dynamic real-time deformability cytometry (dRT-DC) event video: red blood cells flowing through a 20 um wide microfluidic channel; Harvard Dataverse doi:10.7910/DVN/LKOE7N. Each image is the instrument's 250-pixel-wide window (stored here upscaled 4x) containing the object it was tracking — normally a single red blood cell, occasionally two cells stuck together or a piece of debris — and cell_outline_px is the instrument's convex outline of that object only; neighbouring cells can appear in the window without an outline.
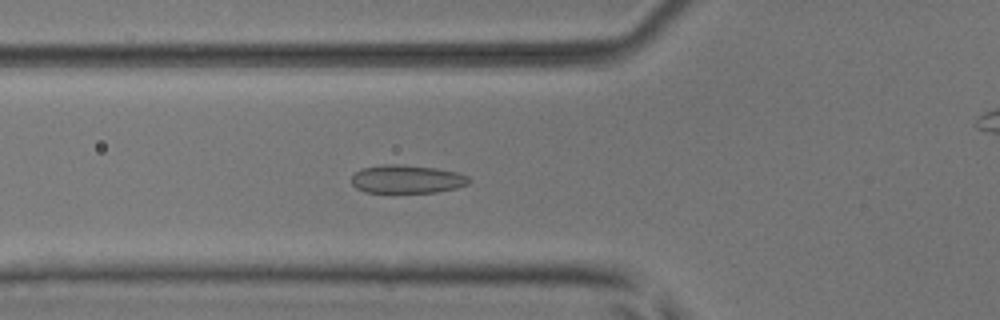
{"species": "common noctule bat (a hibernating species)", "species_latin": "Nyctalus noctula", "temperature_condition": "room temperature", "stored_images_in_passage": 52, "camera_frame_rate_fps": 3000, "um_per_image_px": 0.085, "animal": {"sex": "male", "body_mass_g": 17.9, "forearm_length_mm": 54.2}, "frame": {"image": 1, "passage_image": 19, "time_ms": 6.0, "image_size_px": [1000, 320], "cell_outline_px": [[468, 184], [456, 188], [436, 192], [364, 192], [356, 188], [352, 184], [352, 176], [360, 168], [384, 164], [400, 164], [436, 168], [456, 172], [468, 176]], "centroid_in_image_um": [34.55, 15.22], "position_along_channel_um": 91.2, "area_um2": 19.31}}
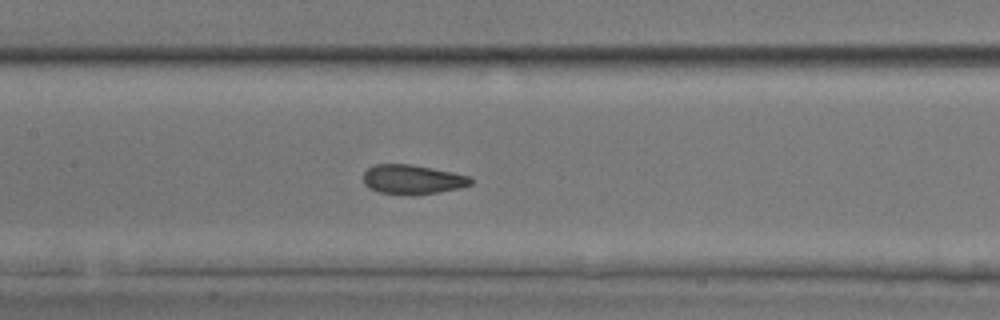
{"frame": {"image": 2, "passage_image": 25, "time_ms": 8.0, "image_size_px": [1000, 320], "cell_outline_px": [[472, 184], [460, 188], [436, 192], [380, 192], [368, 188], [364, 184], [364, 172], [368, 168], [376, 164], [412, 164], [472, 176]], "centroid_in_image_um": [35.08, 15.2], "position_along_channel_um": 172.3, "area_um2": 17.74}}
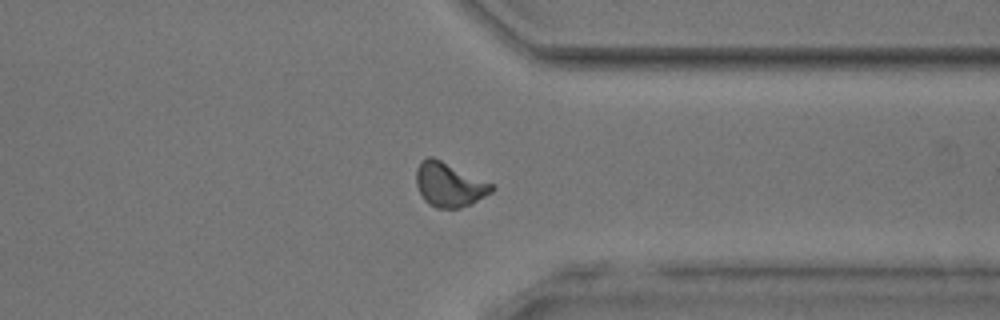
{"frame": {"image": 3, "passage_image": 40, "time_ms": 13.0, "image_size_px": [1000, 320], "cell_outline_px": [[496, 188], [492, 192], [472, 204], [460, 208], [436, 208], [428, 204], [424, 200], [416, 184], [416, 168], [420, 160], [428, 156], [432, 156], [492, 184]], "centroid_in_image_um": [38.16, 15.7], "position_along_channel_um": 373.2, "area_um2": 19.42}, "authors_computed_cell_mechanics": {"area_um2": 19.1029, "velocity_mm_per_s": 4.0514, "shape_relaxation_time_tau1_ms": 7.6217, "shape_relaxation_time_tau2_ms": 1.3329, "deformation_change_tau1": 0.1657, "deformation_change_tau2": 0.0602}}